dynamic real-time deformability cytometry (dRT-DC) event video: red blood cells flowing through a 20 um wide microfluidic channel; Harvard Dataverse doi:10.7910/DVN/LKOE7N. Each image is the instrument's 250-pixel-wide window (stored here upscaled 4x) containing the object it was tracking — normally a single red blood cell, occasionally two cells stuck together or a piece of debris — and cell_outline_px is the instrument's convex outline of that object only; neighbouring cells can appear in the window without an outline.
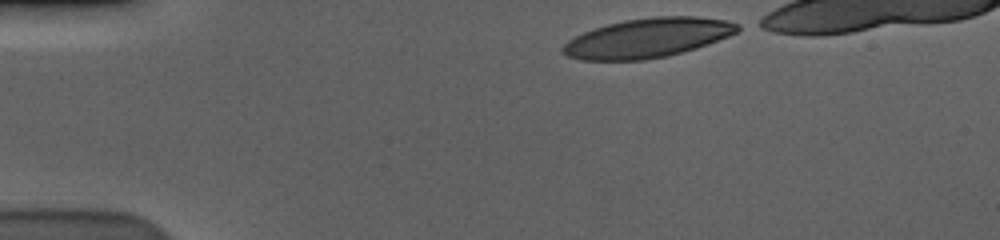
{"species": "human", "species_latin": "Homo sapiens", "temperature_condition": "cold", "stored_images_in_passage": 38, "camera_frame_rate_fps": 3000, "um_per_image_px": 0.085, "donor": {"sex": "male"}, "frame": {"image": 1, "passage_image": 1, "time_ms": 0.0, "image_size_px": [1000, 240], "cell_outline_px": [[744, 28], [728, 36], [696, 48], [668, 56], [644, 60], [580, 60], [568, 56], [560, 48], [568, 40], [584, 32], [608, 24], [624, 20], [652, 16], [696, 16], [724, 20], [740, 24]], "centroid_in_image_um": [55.07, 3.22], "position_along_channel_um": 29.9, "area_um2": 40.0}}
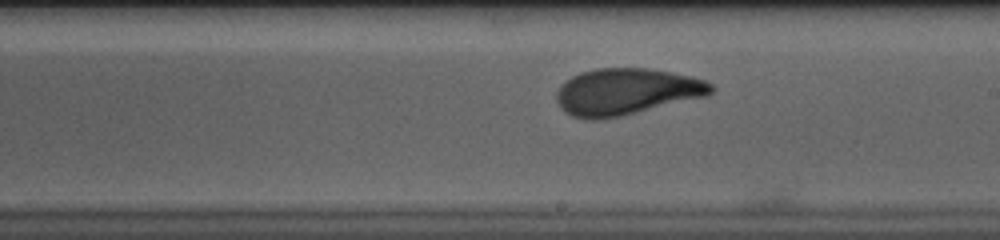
{"frame": {"image": 2, "passage_image": 24, "time_ms": 7.667, "image_size_px": [1000, 240], "cell_outline_px": [[716, 88], [708, 96], [620, 116], [596, 120], [592, 120], [572, 116], [564, 112], [560, 108], [556, 100], [556, 92], [572, 76], [580, 72], [596, 68], [648, 68], [688, 76], [704, 80], [712, 84]], "centroid_in_image_um": [53.24, 7.8], "position_along_channel_um": 235.8, "area_um2": 41.79}}
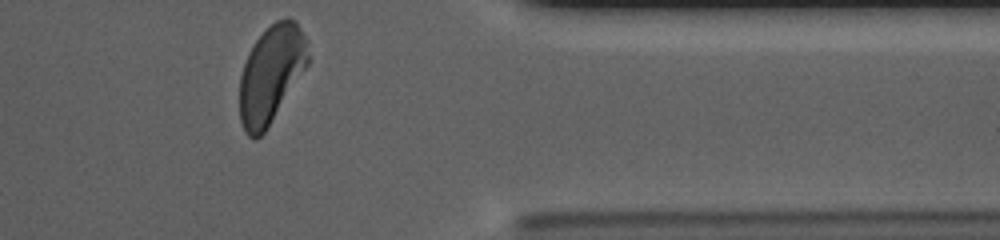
{"frame": {"image": 3, "passage_image": 38, "time_ms": 12.333, "image_size_px": [1000, 240], "cell_outline_px": [[308, 64], [264, 132], [256, 140], [248, 136], [240, 120], [240, 76], [248, 52], [256, 40], [276, 20], [284, 16], [288, 16], [296, 20], [308, 40]], "centroid_in_image_um": [23.05, 6.25], "position_along_channel_um": 388.3, "area_um2": 38.55}, "authors_computed_cell_mechanics": {"area_um2": 41.038, "velocity_mm_per_s": 3.5745, "shape_relaxation_time_tau1_ms": 4.1274, "shape_relaxation_time_tau2_ms": 1.2078, "deformation_change_tau1": 0.1894, "deformation_change_tau2": 0.0743}}